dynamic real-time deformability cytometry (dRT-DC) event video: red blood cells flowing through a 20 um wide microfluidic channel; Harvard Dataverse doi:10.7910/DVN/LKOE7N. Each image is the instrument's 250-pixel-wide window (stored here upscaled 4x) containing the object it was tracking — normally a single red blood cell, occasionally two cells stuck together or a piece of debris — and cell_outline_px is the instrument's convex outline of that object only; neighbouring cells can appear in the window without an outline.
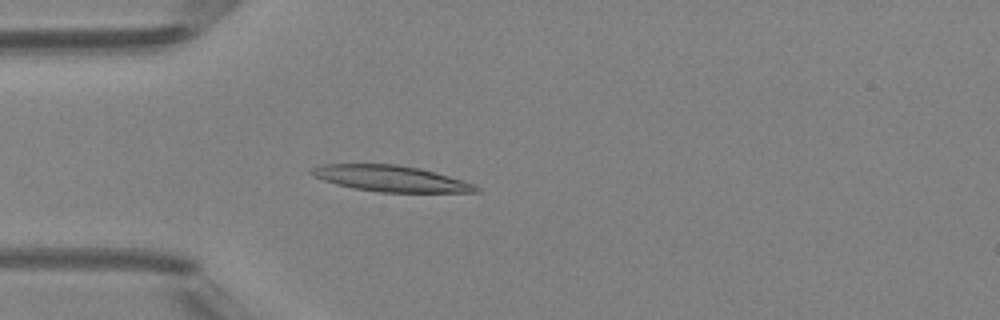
{"species": "Egyptian fruit bat (a non-hibernating species)", "species_latin": "Rousettus aegyptiacus", "temperature_condition": "room temperature", "stored_images_in_passage": 35, "camera_frame_rate_fps": 3000, "um_per_image_px": 0.085, "animal": {"sex": "female"}, "frame": {"image": 1, "passage_image": 5, "time_ms": 1.333, "image_size_px": [1000, 320], "cell_outline_px": [[480, 192], [380, 192], [352, 188], [336, 184], [312, 176], [308, 172], [312, 168], [324, 164], [396, 164], [420, 168], [448, 176], [472, 184], [480, 188]], "centroid_in_image_um": [33.16, 15.17], "position_along_channel_um": 51.8, "area_um2": 24.74}}
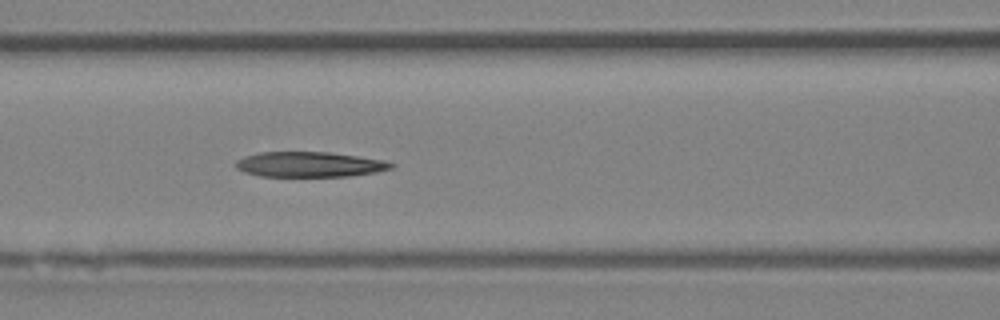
{"frame": {"image": 2, "passage_image": 12, "time_ms": 3.667, "image_size_px": [1000, 320], "cell_outline_px": [[396, 164], [392, 168], [376, 172], [348, 176], [260, 176], [244, 172], [236, 168], [236, 160], [244, 156], [260, 152], [328, 152], [384, 160]], "centroid_in_image_um": [26.29, 13.97], "position_along_channel_um": 140.3, "area_um2": 22.72}}
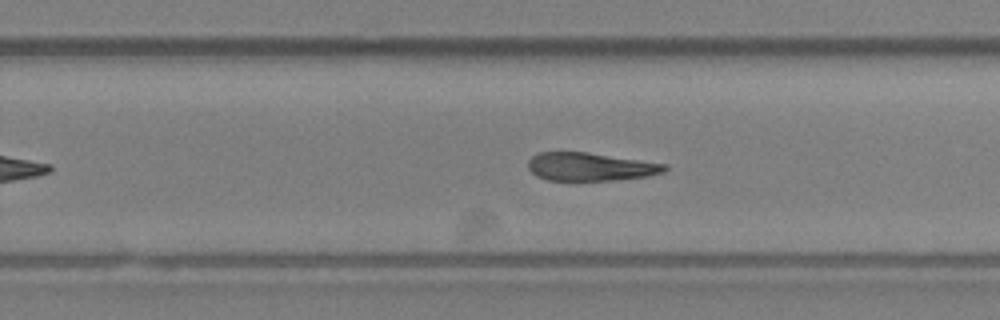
{"frame": {"image": 3, "passage_image": 22, "time_ms": 7.0, "image_size_px": [1000, 320], "cell_outline_px": [[668, 168], [664, 172], [648, 176], [612, 180], [548, 180], [536, 176], [528, 168], [528, 160], [532, 156], [540, 152], [584, 152], [668, 164]], "centroid_in_image_um": [50.17, 14.17], "position_along_channel_um": 279.6, "area_um2": 22.25}, "authors_computed_cell_mechanics": {"area_um2": 23.4668, "velocity_mm_per_s": 4.2056, "shape_relaxation_time_tau1_ms": 8.7592, "shape_relaxation_time_tau2_ms": 4.6685, "deformation_change_tau1": 0.2269, "deformation_change_tau2": 0.1584}}